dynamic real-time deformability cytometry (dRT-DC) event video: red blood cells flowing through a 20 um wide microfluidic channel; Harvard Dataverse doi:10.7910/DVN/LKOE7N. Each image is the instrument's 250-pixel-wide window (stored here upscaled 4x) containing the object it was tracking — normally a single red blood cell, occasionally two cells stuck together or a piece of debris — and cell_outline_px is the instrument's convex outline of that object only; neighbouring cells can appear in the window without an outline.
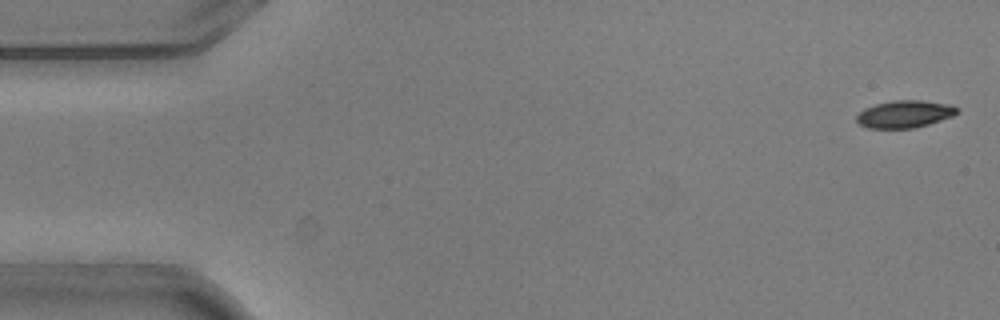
{"species": "common noctule bat (a hibernating species)", "species_latin": "Nyctalus noctula", "temperature_condition": "warm", "stored_images_in_passage": 2, "camera_frame_rate_fps": 3000, "um_per_image_px": 0.085, "animal": {"sex": "male", "body_mass_g": 20.5, "forearm_length_mm": 52.5}, "frame": {"image": 1, "passage_image": 1, "time_ms": 0.0, "image_size_px": [1000, 320], "cell_outline_px": [[960, 112], [952, 116], [928, 124], [912, 128], [868, 128], [860, 124], [856, 120], [856, 116], [864, 108], [876, 104], [892, 100], [920, 100], [948, 104], [960, 108]], "centroid_in_image_um": [76.9, 9.69], "position_along_channel_um": 8.1, "area_um2": 15.95}}